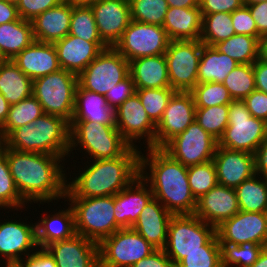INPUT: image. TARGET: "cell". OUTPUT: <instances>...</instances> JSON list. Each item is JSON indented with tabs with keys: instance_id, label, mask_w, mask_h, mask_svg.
I'll list each match as a JSON object with an SVG mask.
<instances>
[{
	"instance_id": "obj_1",
	"label": "cell",
	"mask_w": 267,
	"mask_h": 267,
	"mask_svg": "<svg viewBox=\"0 0 267 267\" xmlns=\"http://www.w3.org/2000/svg\"><path fill=\"white\" fill-rule=\"evenodd\" d=\"M0 150L6 155L15 186L26 203L43 204L65 199L68 178L64 161L67 159L45 153L17 151L7 148L2 142Z\"/></svg>"
},
{
	"instance_id": "obj_2",
	"label": "cell",
	"mask_w": 267,
	"mask_h": 267,
	"mask_svg": "<svg viewBox=\"0 0 267 267\" xmlns=\"http://www.w3.org/2000/svg\"><path fill=\"white\" fill-rule=\"evenodd\" d=\"M147 149L146 155L140 151L139 176L150 184L154 198L172 215H193L197 200L188 183L187 167L162 148Z\"/></svg>"
},
{
	"instance_id": "obj_3",
	"label": "cell",
	"mask_w": 267,
	"mask_h": 267,
	"mask_svg": "<svg viewBox=\"0 0 267 267\" xmlns=\"http://www.w3.org/2000/svg\"><path fill=\"white\" fill-rule=\"evenodd\" d=\"M140 149L130 147L122 156L90 160L87 166L66 182L65 197L94 198L114 196L140 175ZM72 180V181H71Z\"/></svg>"
},
{
	"instance_id": "obj_4",
	"label": "cell",
	"mask_w": 267,
	"mask_h": 267,
	"mask_svg": "<svg viewBox=\"0 0 267 267\" xmlns=\"http://www.w3.org/2000/svg\"><path fill=\"white\" fill-rule=\"evenodd\" d=\"M2 143L21 152L69 156L70 123L64 118L44 113L32 123L14 129Z\"/></svg>"
},
{
	"instance_id": "obj_5",
	"label": "cell",
	"mask_w": 267,
	"mask_h": 267,
	"mask_svg": "<svg viewBox=\"0 0 267 267\" xmlns=\"http://www.w3.org/2000/svg\"><path fill=\"white\" fill-rule=\"evenodd\" d=\"M78 145L79 149L81 147L83 150L80 153L85 151L83 154H88L90 160L116 158L122 156L131 147L115 125L92 121H71L69 156Z\"/></svg>"
},
{
	"instance_id": "obj_6",
	"label": "cell",
	"mask_w": 267,
	"mask_h": 267,
	"mask_svg": "<svg viewBox=\"0 0 267 267\" xmlns=\"http://www.w3.org/2000/svg\"><path fill=\"white\" fill-rule=\"evenodd\" d=\"M74 212L76 234L100 244L121 229L114 216V196L65 197Z\"/></svg>"
},
{
	"instance_id": "obj_7",
	"label": "cell",
	"mask_w": 267,
	"mask_h": 267,
	"mask_svg": "<svg viewBox=\"0 0 267 267\" xmlns=\"http://www.w3.org/2000/svg\"><path fill=\"white\" fill-rule=\"evenodd\" d=\"M78 76L60 69L33 80L32 95L40 102L43 112L72 120Z\"/></svg>"
},
{
	"instance_id": "obj_8",
	"label": "cell",
	"mask_w": 267,
	"mask_h": 267,
	"mask_svg": "<svg viewBox=\"0 0 267 267\" xmlns=\"http://www.w3.org/2000/svg\"><path fill=\"white\" fill-rule=\"evenodd\" d=\"M267 138V122L251 116L243 100L229 104L228 126L218 140V146L254 154Z\"/></svg>"
},
{
	"instance_id": "obj_9",
	"label": "cell",
	"mask_w": 267,
	"mask_h": 267,
	"mask_svg": "<svg viewBox=\"0 0 267 267\" xmlns=\"http://www.w3.org/2000/svg\"><path fill=\"white\" fill-rule=\"evenodd\" d=\"M216 234V228L196 215H173L163 250L176 266L187 254L204 251V245Z\"/></svg>"
},
{
	"instance_id": "obj_10",
	"label": "cell",
	"mask_w": 267,
	"mask_h": 267,
	"mask_svg": "<svg viewBox=\"0 0 267 267\" xmlns=\"http://www.w3.org/2000/svg\"><path fill=\"white\" fill-rule=\"evenodd\" d=\"M156 249L132 228H121L99 244V267H131Z\"/></svg>"
},
{
	"instance_id": "obj_11",
	"label": "cell",
	"mask_w": 267,
	"mask_h": 267,
	"mask_svg": "<svg viewBox=\"0 0 267 267\" xmlns=\"http://www.w3.org/2000/svg\"><path fill=\"white\" fill-rule=\"evenodd\" d=\"M129 74V61L114 47H108L78 75V85L105 96Z\"/></svg>"
},
{
	"instance_id": "obj_12",
	"label": "cell",
	"mask_w": 267,
	"mask_h": 267,
	"mask_svg": "<svg viewBox=\"0 0 267 267\" xmlns=\"http://www.w3.org/2000/svg\"><path fill=\"white\" fill-rule=\"evenodd\" d=\"M202 52L200 40L170 41L165 52L170 87L190 92L198 84V65Z\"/></svg>"
},
{
	"instance_id": "obj_13",
	"label": "cell",
	"mask_w": 267,
	"mask_h": 267,
	"mask_svg": "<svg viewBox=\"0 0 267 267\" xmlns=\"http://www.w3.org/2000/svg\"><path fill=\"white\" fill-rule=\"evenodd\" d=\"M170 39L162 26L132 20L114 48L129 62L165 54Z\"/></svg>"
},
{
	"instance_id": "obj_14",
	"label": "cell",
	"mask_w": 267,
	"mask_h": 267,
	"mask_svg": "<svg viewBox=\"0 0 267 267\" xmlns=\"http://www.w3.org/2000/svg\"><path fill=\"white\" fill-rule=\"evenodd\" d=\"M218 141L194 120L162 149L174 160L189 167L212 161Z\"/></svg>"
},
{
	"instance_id": "obj_15",
	"label": "cell",
	"mask_w": 267,
	"mask_h": 267,
	"mask_svg": "<svg viewBox=\"0 0 267 267\" xmlns=\"http://www.w3.org/2000/svg\"><path fill=\"white\" fill-rule=\"evenodd\" d=\"M115 126L131 147L138 148L137 141L144 138L145 148H155L156 125L148 117L137 93L115 109Z\"/></svg>"
},
{
	"instance_id": "obj_16",
	"label": "cell",
	"mask_w": 267,
	"mask_h": 267,
	"mask_svg": "<svg viewBox=\"0 0 267 267\" xmlns=\"http://www.w3.org/2000/svg\"><path fill=\"white\" fill-rule=\"evenodd\" d=\"M219 243L254 242L267 246V212L239 211L216 227Z\"/></svg>"
},
{
	"instance_id": "obj_17",
	"label": "cell",
	"mask_w": 267,
	"mask_h": 267,
	"mask_svg": "<svg viewBox=\"0 0 267 267\" xmlns=\"http://www.w3.org/2000/svg\"><path fill=\"white\" fill-rule=\"evenodd\" d=\"M195 101L191 92L176 91L156 125L155 148H163L195 120Z\"/></svg>"
},
{
	"instance_id": "obj_18",
	"label": "cell",
	"mask_w": 267,
	"mask_h": 267,
	"mask_svg": "<svg viewBox=\"0 0 267 267\" xmlns=\"http://www.w3.org/2000/svg\"><path fill=\"white\" fill-rule=\"evenodd\" d=\"M90 7L100 38L108 47H114L132 21L129 1L98 0Z\"/></svg>"
},
{
	"instance_id": "obj_19",
	"label": "cell",
	"mask_w": 267,
	"mask_h": 267,
	"mask_svg": "<svg viewBox=\"0 0 267 267\" xmlns=\"http://www.w3.org/2000/svg\"><path fill=\"white\" fill-rule=\"evenodd\" d=\"M6 220L0 222V258L3 257L5 262L20 261L38 248L36 224Z\"/></svg>"
},
{
	"instance_id": "obj_20",
	"label": "cell",
	"mask_w": 267,
	"mask_h": 267,
	"mask_svg": "<svg viewBox=\"0 0 267 267\" xmlns=\"http://www.w3.org/2000/svg\"><path fill=\"white\" fill-rule=\"evenodd\" d=\"M220 185L236 188L255 173L254 154L217 145L212 159Z\"/></svg>"
},
{
	"instance_id": "obj_21",
	"label": "cell",
	"mask_w": 267,
	"mask_h": 267,
	"mask_svg": "<svg viewBox=\"0 0 267 267\" xmlns=\"http://www.w3.org/2000/svg\"><path fill=\"white\" fill-rule=\"evenodd\" d=\"M239 211L235 188L217 184L197 199L194 215L216 228Z\"/></svg>"
},
{
	"instance_id": "obj_22",
	"label": "cell",
	"mask_w": 267,
	"mask_h": 267,
	"mask_svg": "<svg viewBox=\"0 0 267 267\" xmlns=\"http://www.w3.org/2000/svg\"><path fill=\"white\" fill-rule=\"evenodd\" d=\"M57 267H99V244L75 234L46 247Z\"/></svg>"
},
{
	"instance_id": "obj_23",
	"label": "cell",
	"mask_w": 267,
	"mask_h": 267,
	"mask_svg": "<svg viewBox=\"0 0 267 267\" xmlns=\"http://www.w3.org/2000/svg\"><path fill=\"white\" fill-rule=\"evenodd\" d=\"M53 44L60 68L77 76L108 48L104 42H88L70 34Z\"/></svg>"
},
{
	"instance_id": "obj_24",
	"label": "cell",
	"mask_w": 267,
	"mask_h": 267,
	"mask_svg": "<svg viewBox=\"0 0 267 267\" xmlns=\"http://www.w3.org/2000/svg\"><path fill=\"white\" fill-rule=\"evenodd\" d=\"M152 190L140 176L114 195V216L121 228H131L145 205L153 198Z\"/></svg>"
},
{
	"instance_id": "obj_25",
	"label": "cell",
	"mask_w": 267,
	"mask_h": 267,
	"mask_svg": "<svg viewBox=\"0 0 267 267\" xmlns=\"http://www.w3.org/2000/svg\"><path fill=\"white\" fill-rule=\"evenodd\" d=\"M173 215L156 199L152 198L142 209L131 227L155 249H163L167 241L168 226Z\"/></svg>"
},
{
	"instance_id": "obj_26",
	"label": "cell",
	"mask_w": 267,
	"mask_h": 267,
	"mask_svg": "<svg viewBox=\"0 0 267 267\" xmlns=\"http://www.w3.org/2000/svg\"><path fill=\"white\" fill-rule=\"evenodd\" d=\"M12 61L32 80L61 69L53 43L34 41L17 54Z\"/></svg>"
},
{
	"instance_id": "obj_27",
	"label": "cell",
	"mask_w": 267,
	"mask_h": 267,
	"mask_svg": "<svg viewBox=\"0 0 267 267\" xmlns=\"http://www.w3.org/2000/svg\"><path fill=\"white\" fill-rule=\"evenodd\" d=\"M72 9L68 3L61 2L37 15L31 22L35 41L55 43L69 34Z\"/></svg>"
},
{
	"instance_id": "obj_28",
	"label": "cell",
	"mask_w": 267,
	"mask_h": 267,
	"mask_svg": "<svg viewBox=\"0 0 267 267\" xmlns=\"http://www.w3.org/2000/svg\"><path fill=\"white\" fill-rule=\"evenodd\" d=\"M202 21L199 7H169L162 27L170 41L200 40Z\"/></svg>"
},
{
	"instance_id": "obj_29",
	"label": "cell",
	"mask_w": 267,
	"mask_h": 267,
	"mask_svg": "<svg viewBox=\"0 0 267 267\" xmlns=\"http://www.w3.org/2000/svg\"><path fill=\"white\" fill-rule=\"evenodd\" d=\"M129 72L136 90L171 88L164 54L130 61Z\"/></svg>"
},
{
	"instance_id": "obj_30",
	"label": "cell",
	"mask_w": 267,
	"mask_h": 267,
	"mask_svg": "<svg viewBox=\"0 0 267 267\" xmlns=\"http://www.w3.org/2000/svg\"><path fill=\"white\" fill-rule=\"evenodd\" d=\"M71 121H92L115 125V110L107 104L103 95L82 89L77 85L75 107Z\"/></svg>"
},
{
	"instance_id": "obj_31",
	"label": "cell",
	"mask_w": 267,
	"mask_h": 267,
	"mask_svg": "<svg viewBox=\"0 0 267 267\" xmlns=\"http://www.w3.org/2000/svg\"><path fill=\"white\" fill-rule=\"evenodd\" d=\"M36 239L39 248L72 238L75 234L74 212L71 205L61 211L42 217L36 222Z\"/></svg>"
},
{
	"instance_id": "obj_32",
	"label": "cell",
	"mask_w": 267,
	"mask_h": 267,
	"mask_svg": "<svg viewBox=\"0 0 267 267\" xmlns=\"http://www.w3.org/2000/svg\"><path fill=\"white\" fill-rule=\"evenodd\" d=\"M35 41L32 22L20 18L0 25V59L12 60Z\"/></svg>"
},
{
	"instance_id": "obj_33",
	"label": "cell",
	"mask_w": 267,
	"mask_h": 267,
	"mask_svg": "<svg viewBox=\"0 0 267 267\" xmlns=\"http://www.w3.org/2000/svg\"><path fill=\"white\" fill-rule=\"evenodd\" d=\"M33 80L12 60H0V93L10 104H17L32 95Z\"/></svg>"
},
{
	"instance_id": "obj_34",
	"label": "cell",
	"mask_w": 267,
	"mask_h": 267,
	"mask_svg": "<svg viewBox=\"0 0 267 267\" xmlns=\"http://www.w3.org/2000/svg\"><path fill=\"white\" fill-rule=\"evenodd\" d=\"M238 65L236 60L219 52L214 46L202 43V52L198 65V84L206 82L223 83L227 75Z\"/></svg>"
},
{
	"instance_id": "obj_35",
	"label": "cell",
	"mask_w": 267,
	"mask_h": 267,
	"mask_svg": "<svg viewBox=\"0 0 267 267\" xmlns=\"http://www.w3.org/2000/svg\"><path fill=\"white\" fill-rule=\"evenodd\" d=\"M259 176L256 173L235 188L240 211L267 212V180Z\"/></svg>"
},
{
	"instance_id": "obj_36",
	"label": "cell",
	"mask_w": 267,
	"mask_h": 267,
	"mask_svg": "<svg viewBox=\"0 0 267 267\" xmlns=\"http://www.w3.org/2000/svg\"><path fill=\"white\" fill-rule=\"evenodd\" d=\"M262 37L235 34L218 42L214 48L228 55L239 64H253L259 58V43Z\"/></svg>"
},
{
	"instance_id": "obj_37",
	"label": "cell",
	"mask_w": 267,
	"mask_h": 267,
	"mask_svg": "<svg viewBox=\"0 0 267 267\" xmlns=\"http://www.w3.org/2000/svg\"><path fill=\"white\" fill-rule=\"evenodd\" d=\"M43 114L40 102L33 95L17 104L10 105L7 119L0 127V142L14 129L32 123Z\"/></svg>"
},
{
	"instance_id": "obj_38",
	"label": "cell",
	"mask_w": 267,
	"mask_h": 267,
	"mask_svg": "<svg viewBox=\"0 0 267 267\" xmlns=\"http://www.w3.org/2000/svg\"><path fill=\"white\" fill-rule=\"evenodd\" d=\"M221 250L222 267H251L265 245L254 242H245L240 245L219 243Z\"/></svg>"
},
{
	"instance_id": "obj_39",
	"label": "cell",
	"mask_w": 267,
	"mask_h": 267,
	"mask_svg": "<svg viewBox=\"0 0 267 267\" xmlns=\"http://www.w3.org/2000/svg\"><path fill=\"white\" fill-rule=\"evenodd\" d=\"M235 35L231 13H213L203 16L200 41L204 45L214 46L218 42Z\"/></svg>"
},
{
	"instance_id": "obj_40",
	"label": "cell",
	"mask_w": 267,
	"mask_h": 267,
	"mask_svg": "<svg viewBox=\"0 0 267 267\" xmlns=\"http://www.w3.org/2000/svg\"><path fill=\"white\" fill-rule=\"evenodd\" d=\"M222 84L233 100H243L255 90L253 65H238L227 75Z\"/></svg>"
},
{
	"instance_id": "obj_41",
	"label": "cell",
	"mask_w": 267,
	"mask_h": 267,
	"mask_svg": "<svg viewBox=\"0 0 267 267\" xmlns=\"http://www.w3.org/2000/svg\"><path fill=\"white\" fill-rule=\"evenodd\" d=\"M229 105H216L207 108H196L195 120L217 141L228 126Z\"/></svg>"
},
{
	"instance_id": "obj_42",
	"label": "cell",
	"mask_w": 267,
	"mask_h": 267,
	"mask_svg": "<svg viewBox=\"0 0 267 267\" xmlns=\"http://www.w3.org/2000/svg\"><path fill=\"white\" fill-rule=\"evenodd\" d=\"M134 21L163 26L168 11L166 0H128Z\"/></svg>"
},
{
	"instance_id": "obj_43",
	"label": "cell",
	"mask_w": 267,
	"mask_h": 267,
	"mask_svg": "<svg viewBox=\"0 0 267 267\" xmlns=\"http://www.w3.org/2000/svg\"><path fill=\"white\" fill-rule=\"evenodd\" d=\"M69 34L88 42H103L91 7L73 6Z\"/></svg>"
},
{
	"instance_id": "obj_44",
	"label": "cell",
	"mask_w": 267,
	"mask_h": 267,
	"mask_svg": "<svg viewBox=\"0 0 267 267\" xmlns=\"http://www.w3.org/2000/svg\"><path fill=\"white\" fill-rule=\"evenodd\" d=\"M26 204L15 186L6 155L0 150V209L18 211L26 208Z\"/></svg>"
},
{
	"instance_id": "obj_45",
	"label": "cell",
	"mask_w": 267,
	"mask_h": 267,
	"mask_svg": "<svg viewBox=\"0 0 267 267\" xmlns=\"http://www.w3.org/2000/svg\"><path fill=\"white\" fill-rule=\"evenodd\" d=\"M187 173L188 183L196 200L218 184L213 161L189 166Z\"/></svg>"
},
{
	"instance_id": "obj_46",
	"label": "cell",
	"mask_w": 267,
	"mask_h": 267,
	"mask_svg": "<svg viewBox=\"0 0 267 267\" xmlns=\"http://www.w3.org/2000/svg\"><path fill=\"white\" fill-rule=\"evenodd\" d=\"M196 108L229 105L233 99L222 83L206 82L197 84L191 91Z\"/></svg>"
},
{
	"instance_id": "obj_47",
	"label": "cell",
	"mask_w": 267,
	"mask_h": 267,
	"mask_svg": "<svg viewBox=\"0 0 267 267\" xmlns=\"http://www.w3.org/2000/svg\"><path fill=\"white\" fill-rule=\"evenodd\" d=\"M176 91L172 88L138 89L136 93L148 117L157 125L172 95Z\"/></svg>"
},
{
	"instance_id": "obj_48",
	"label": "cell",
	"mask_w": 267,
	"mask_h": 267,
	"mask_svg": "<svg viewBox=\"0 0 267 267\" xmlns=\"http://www.w3.org/2000/svg\"><path fill=\"white\" fill-rule=\"evenodd\" d=\"M175 267H222L217 234L204 245V251L187 254Z\"/></svg>"
},
{
	"instance_id": "obj_49",
	"label": "cell",
	"mask_w": 267,
	"mask_h": 267,
	"mask_svg": "<svg viewBox=\"0 0 267 267\" xmlns=\"http://www.w3.org/2000/svg\"><path fill=\"white\" fill-rule=\"evenodd\" d=\"M62 0H20L16 5L20 18L32 21L37 15L58 6Z\"/></svg>"
},
{
	"instance_id": "obj_50",
	"label": "cell",
	"mask_w": 267,
	"mask_h": 267,
	"mask_svg": "<svg viewBox=\"0 0 267 267\" xmlns=\"http://www.w3.org/2000/svg\"><path fill=\"white\" fill-rule=\"evenodd\" d=\"M231 18L235 34L261 37L257 32L255 21L247 6L243 5L241 8L236 9L231 13Z\"/></svg>"
},
{
	"instance_id": "obj_51",
	"label": "cell",
	"mask_w": 267,
	"mask_h": 267,
	"mask_svg": "<svg viewBox=\"0 0 267 267\" xmlns=\"http://www.w3.org/2000/svg\"><path fill=\"white\" fill-rule=\"evenodd\" d=\"M136 93L135 85L131 75L120 81L116 86L105 94L107 104L117 109L123 102Z\"/></svg>"
},
{
	"instance_id": "obj_52",
	"label": "cell",
	"mask_w": 267,
	"mask_h": 267,
	"mask_svg": "<svg viewBox=\"0 0 267 267\" xmlns=\"http://www.w3.org/2000/svg\"><path fill=\"white\" fill-rule=\"evenodd\" d=\"M243 5V0H199L202 17L219 12L232 13Z\"/></svg>"
},
{
	"instance_id": "obj_53",
	"label": "cell",
	"mask_w": 267,
	"mask_h": 267,
	"mask_svg": "<svg viewBox=\"0 0 267 267\" xmlns=\"http://www.w3.org/2000/svg\"><path fill=\"white\" fill-rule=\"evenodd\" d=\"M251 116L267 122V94L254 90L250 95L243 99Z\"/></svg>"
},
{
	"instance_id": "obj_54",
	"label": "cell",
	"mask_w": 267,
	"mask_h": 267,
	"mask_svg": "<svg viewBox=\"0 0 267 267\" xmlns=\"http://www.w3.org/2000/svg\"><path fill=\"white\" fill-rule=\"evenodd\" d=\"M23 267H57L54 257L46 248H36L30 256L20 260Z\"/></svg>"
},
{
	"instance_id": "obj_55",
	"label": "cell",
	"mask_w": 267,
	"mask_h": 267,
	"mask_svg": "<svg viewBox=\"0 0 267 267\" xmlns=\"http://www.w3.org/2000/svg\"><path fill=\"white\" fill-rule=\"evenodd\" d=\"M131 267H175V265L163 249H156Z\"/></svg>"
},
{
	"instance_id": "obj_56",
	"label": "cell",
	"mask_w": 267,
	"mask_h": 267,
	"mask_svg": "<svg viewBox=\"0 0 267 267\" xmlns=\"http://www.w3.org/2000/svg\"><path fill=\"white\" fill-rule=\"evenodd\" d=\"M246 6L255 21L258 34L261 37L267 36V1Z\"/></svg>"
},
{
	"instance_id": "obj_57",
	"label": "cell",
	"mask_w": 267,
	"mask_h": 267,
	"mask_svg": "<svg viewBox=\"0 0 267 267\" xmlns=\"http://www.w3.org/2000/svg\"><path fill=\"white\" fill-rule=\"evenodd\" d=\"M252 65L254 70L255 89L267 94V62L258 58Z\"/></svg>"
},
{
	"instance_id": "obj_58",
	"label": "cell",
	"mask_w": 267,
	"mask_h": 267,
	"mask_svg": "<svg viewBox=\"0 0 267 267\" xmlns=\"http://www.w3.org/2000/svg\"><path fill=\"white\" fill-rule=\"evenodd\" d=\"M255 173L267 180V138L254 153Z\"/></svg>"
},
{
	"instance_id": "obj_59",
	"label": "cell",
	"mask_w": 267,
	"mask_h": 267,
	"mask_svg": "<svg viewBox=\"0 0 267 267\" xmlns=\"http://www.w3.org/2000/svg\"><path fill=\"white\" fill-rule=\"evenodd\" d=\"M19 19L17 6L7 0H0V25Z\"/></svg>"
},
{
	"instance_id": "obj_60",
	"label": "cell",
	"mask_w": 267,
	"mask_h": 267,
	"mask_svg": "<svg viewBox=\"0 0 267 267\" xmlns=\"http://www.w3.org/2000/svg\"><path fill=\"white\" fill-rule=\"evenodd\" d=\"M169 7L192 8L199 7V0H166Z\"/></svg>"
},
{
	"instance_id": "obj_61",
	"label": "cell",
	"mask_w": 267,
	"mask_h": 267,
	"mask_svg": "<svg viewBox=\"0 0 267 267\" xmlns=\"http://www.w3.org/2000/svg\"><path fill=\"white\" fill-rule=\"evenodd\" d=\"M10 104L6 101L4 96L0 93V127L7 119Z\"/></svg>"
},
{
	"instance_id": "obj_62",
	"label": "cell",
	"mask_w": 267,
	"mask_h": 267,
	"mask_svg": "<svg viewBox=\"0 0 267 267\" xmlns=\"http://www.w3.org/2000/svg\"><path fill=\"white\" fill-rule=\"evenodd\" d=\"M259 59L267 62V36L261 38L259 43Z\"/></svg>"
},
{
	"instance_id": "obj_63",
	"label": "cell",
	"mask_w": 267,
	"mask_h": 267,
	"mask_svg": "<svg viewBox=\"0 0 267 267\" xmlns=\"http://www.w3.org/2000/svg\"><path fill=\"white\" fill-rule=\"evenodd\" d=\"M251 267H267V246L263 248L258 260Z\"/></svg>"
},
{
	"instance_id": "obj_64",
	"label": "cell",
	"mask_w": 267,
	"mask_h": 267,
	"mask_svg": "<svg viewBox=\"0 0 267 267\" xmlns=\"http://www.w3.org/2000/svg\"><path fill=\"white\" fill-rule=\"evenodd\" d=\"M65 3L70 4L71 6H86L90 7L98 0H62Z\"/></svg>"
},
{
	"instance_id": "obj_65",
	"label": "cell",
	"mask_w": 267,
	"mask_h": 267,
	"mask_svg": "<svg viewBox=\"0 0 267 267\" xmlns=\"http://www.w3.org/2000/svg\"><path fill=\"white\" fill-rule=\"evenodd\" d=\"M6 264L5 267H23L22 263L20 261H10V262H4Z\"/></svg>"
},
{
	"instance_id": "obj_66",
	"label": "cell",
	"mask_w": 267,
	"mask_h": 267,
	"mask_svg": "<svg viewBox=\"0 0 267 267\" xmlns=\"http://www.w3.org/2000/svg\"><path fill=\"white\" fill-rule=\"evenodd\" d=\"M263 1H267V0H243V4L246 6V5L260 3Z\"/></svg>"
},
{
	"instance_id": "obj_67",
	"label": "cell",
	"mask_w": 267,
	"mask_h": 267,
	"mask_svg": "<svg viewBox=\"0 0 267 267\" xmlns=\"http://www.w3.org/2000/svg\"><path fill=\"white\" fill-rule=\"evenodd\" d=\"M7 1H9L10 3H13L15 5H17L20 0H7Z\"/></svg>"
}]
</instances>
